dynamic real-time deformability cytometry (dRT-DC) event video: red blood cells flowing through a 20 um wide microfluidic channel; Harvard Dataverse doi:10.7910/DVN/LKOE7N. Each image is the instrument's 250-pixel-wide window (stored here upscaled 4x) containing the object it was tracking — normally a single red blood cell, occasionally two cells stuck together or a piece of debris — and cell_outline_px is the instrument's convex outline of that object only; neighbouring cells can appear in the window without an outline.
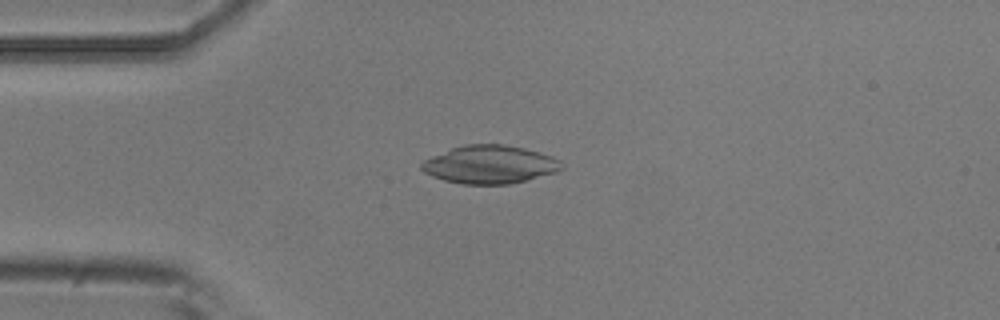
{"species": "common noctule bat (a hibernating species)", "species_latin": "Nyctalus noctula", "temperature_condition": "room temperature", "stored_images_in_passage": 6, "camera_frame_rate_fps": 3000, "um_per_image_px": 0.085, "animal": {"sex": "male", "body_mass_g": 20.5, "forearm_length_mm": 52.5}, "frame": {"image": 1, "passage_image": 3, "time_ms": 0.667, "image_size_px": [1000, 320], "cell_outline_px": [[564, 168], [556, 172], [508, 184], [464, 184], [444, 180], [432, 176], [424, 172], [420, 168], [420, 164], [424, 160], [432, 156], [452, 148], [464, 144], [504, 144], [524, 148], [540, 152], [552, 156], [560, 160]], "centroid_in_image_um": [41.63, 13.97], "position_along_channel_um": 43.4, "area_um2": 31.04}}
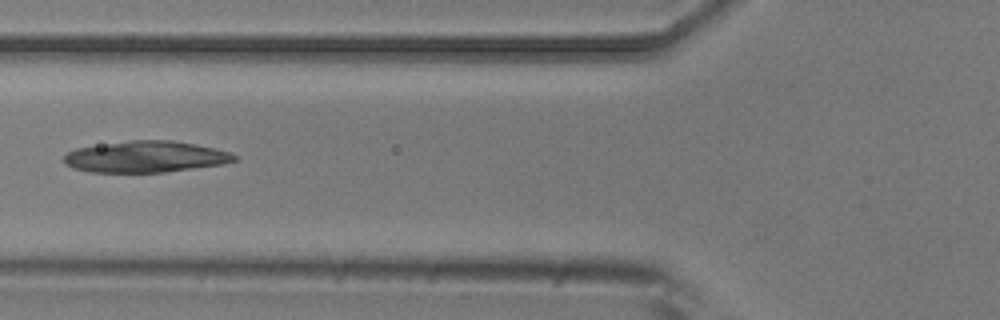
{"frame": {"image": 2, "passage_image": 5, "time_ms": 1.333, "image_size_px": [1000, 320], "cell_outline_px": [[236, 160], [224, 164], [164, 172], [88, 172], [72, 168], [64, 164], [64, 156], [68, 152], [76, 148], [132, 140], [172, 140], [196, 144], [228, 152], [236, 156]], "centroid_in_image_um": [12.34, 13.33], "position_along_channel_um": 113.5, "area_um2": 30.98}}
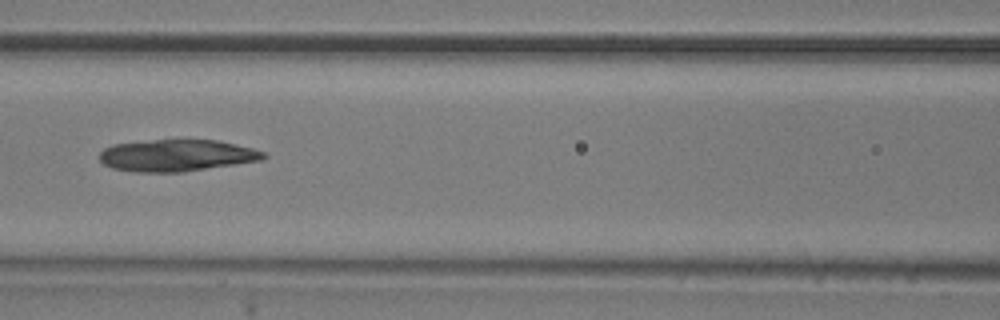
{"frame": {"image": 3, "passage_image": 6, "time_ms": 1.667, "image_size_px": [1000, 320], "cell_outline_px": [[268, 156], [260, 160], [236, 164], [184, 172], [136, 172], [112, 168], [104, 164], [100, 160], [100, 152], [104, 148], [112, 144], [156, 140], [216, 140], [252, 148], [264, 152]], "centroid_in_image_um": [15.0, 13.22], "position_along_channel_um": 151.6, "area_um2": 30.23}}